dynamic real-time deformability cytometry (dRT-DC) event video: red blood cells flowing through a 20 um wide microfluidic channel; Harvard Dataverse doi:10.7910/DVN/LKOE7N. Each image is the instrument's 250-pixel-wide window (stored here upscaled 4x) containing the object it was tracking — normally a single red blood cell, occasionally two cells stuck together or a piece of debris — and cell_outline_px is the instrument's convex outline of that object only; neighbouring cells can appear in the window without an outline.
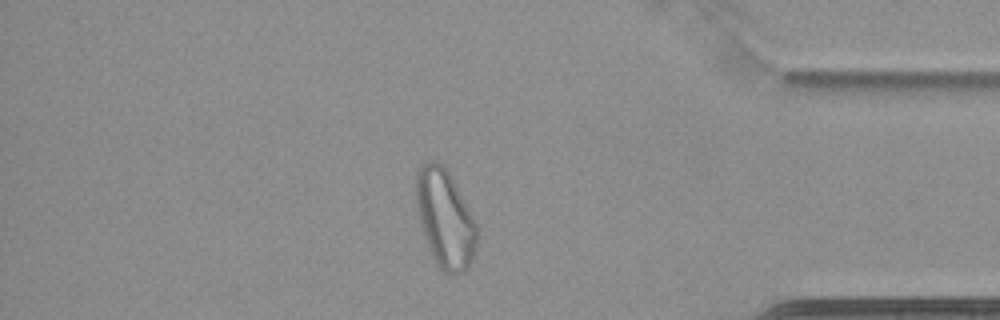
{"species": "common noctule bat (a hibernating species)", "species_latin": "Nyctalus noctula", "temperature_condition": "cold", "stored_images_in_passage": 56, "camera_frame_rate_fps": 3000, "um_per_image_px": 0.085, "animal": {"sex": "female", "body_mass_g": 22.7, "forearm_length_mm": 54.2}, "frame": {"image": 1, "passage_image": 48, "time_ms": 15.667, "image_size_px": [1000, 320], "cell_outline_px": [[476, 244], [472, 260], [460, 272], [444, 272], [440, 268], [432, 256], [420, 224], [416, 204], [416, 172], [428, 160], [436, 160], [448, 172], [472, 216], [476, 224]], "centroid_in_image_um": [37.79, 18.56], "position_along_channel_um": 397.4, "area_um2": 33.7}}